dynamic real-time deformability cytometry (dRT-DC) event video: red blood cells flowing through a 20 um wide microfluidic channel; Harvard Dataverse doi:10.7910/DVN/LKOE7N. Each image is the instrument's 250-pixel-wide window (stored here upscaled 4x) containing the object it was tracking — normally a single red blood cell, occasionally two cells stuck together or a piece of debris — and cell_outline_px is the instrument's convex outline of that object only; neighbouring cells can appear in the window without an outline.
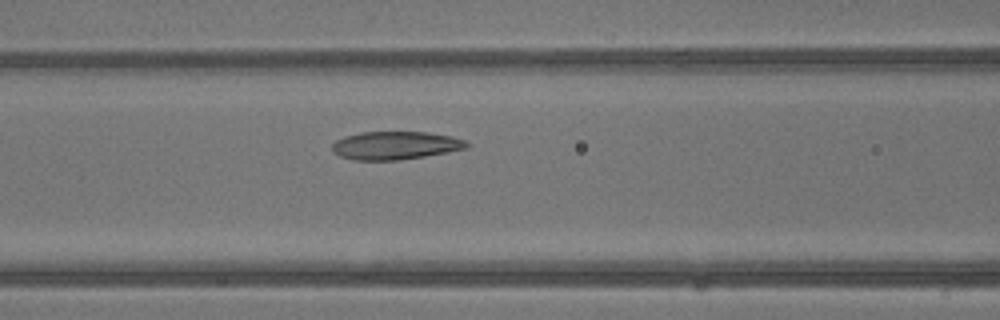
{"species": "common noctule bat (a hibernating species)", "species_latin": "Nyctalus noctula", "temperature_condition": "warm", "stored_images_in_passage": 10, "camera_frame_rate_fps": 3000, "um_per_image_px": 0.085, "animal": {"sex": "male", "body_mass_g": 13.3}, "frame": {"image": 1, "passage_image": 9, "time_ms": 2.667, "image_size_px": [1000, 320], "cell_outline_px": [[468, 148], [448, 152], [400, 160], [352, 160], [340, 156], [332, 152], [332, 144], [336, 140], [344, 136], [360, 132], [428, 132], [452, 136], [464, 140], [468, 144]], "centroid_in_image_um": [33.58, 12.36], "position_along_channel_um": 133.0, "area_um2": 22.14}}